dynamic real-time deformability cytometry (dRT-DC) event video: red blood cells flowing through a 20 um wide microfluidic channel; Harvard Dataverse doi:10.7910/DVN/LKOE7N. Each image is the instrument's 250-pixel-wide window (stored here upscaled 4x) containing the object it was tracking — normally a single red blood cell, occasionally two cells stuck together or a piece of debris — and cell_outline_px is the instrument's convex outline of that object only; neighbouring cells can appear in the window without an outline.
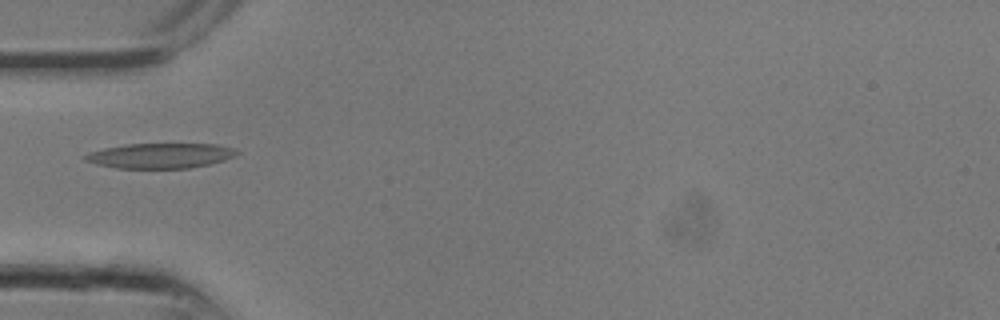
{"species": "common noctule bat (a hibernating species)", "species_latin": "Nyctalus noctula", "temperature_condition": "room temperature", "stored_images_in_passage": 2, "camera_frame_rate_fps": 3000, "um_per_image_px": 0.085, "animal": {"sex": "male", "body_mass_g": 13.3}, "frame": {"image": 1, "passage_image": 1, "time_ms": 0.0, "image_size_px": [1000, 320], "cell_outline_px": [[240, 152], [236, 156], [224, 160], [208, 164], [188, 168], [116, 168], [96, 164], [84, 160], [84, 156], [88, 152], [104, 148], [124, 144], [216, 144], [232, 148]], "centroid_in_image_um": [13.61, 13.23], "position_along_channel_um": 71.4, "area_um2": 22.14}}